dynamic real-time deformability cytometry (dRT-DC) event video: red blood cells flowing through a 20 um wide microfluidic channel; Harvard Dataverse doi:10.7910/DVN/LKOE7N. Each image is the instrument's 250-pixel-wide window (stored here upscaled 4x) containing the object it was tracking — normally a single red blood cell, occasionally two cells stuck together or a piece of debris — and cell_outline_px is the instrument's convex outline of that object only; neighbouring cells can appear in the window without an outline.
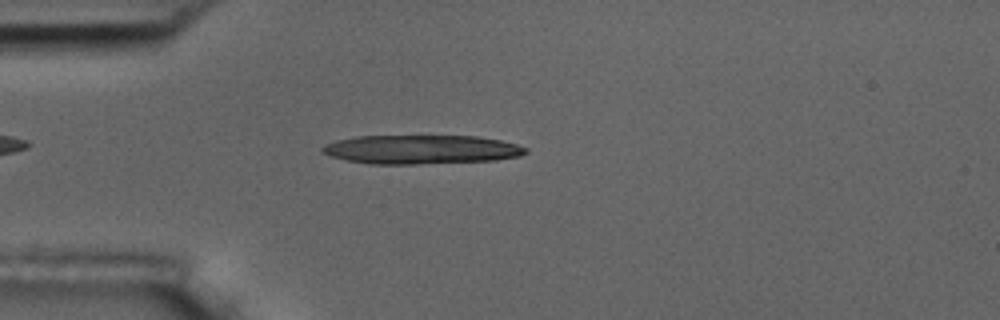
{"species": "common noctule bat (a hibernating species)", "species_latin": "Nyctalus noctula", "temperature_condition": "room temperature", "stored_images_in_passage": 3, "camera_frame_rate_fps": 3000, "um_per_image_px": 0.085, "animal": {"sex": "male", "body_mass_g": 17.5, "forearm_length_mm": 52.3}, "frame": {"image": 1, "passage_image": 3, "time_ms": 3.333, "image_size_px": [1000, 320], "cell_outline_px": [[528, 152], [520, 156], [496, 160], [416, 164], [368, 164], [328, 156], [320, 152], [320, 148], [324, 144], [336, 140], [356, 136], [476, 136], [500, 140], [516, 144], [528, 148]], "centroid_in_image_um": [35.77, 12.71], "position_along_channel_um": 49.2, "area_um2": 34.56}}